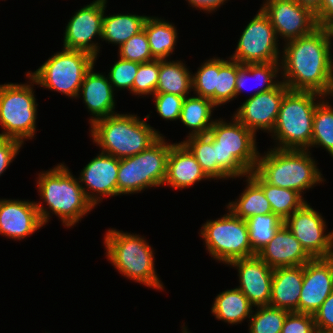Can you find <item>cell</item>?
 <instances>
[{"mask_svg": "<svg viewBox=\"0 0 333 333\" xmlns=\"http://www.w3.org/2000/svg\"><path fill=\"white\" fill-rule=\"evenodd\" d=\"M182 60H159V76L155 93H172L187 97L192 90V72ZM190 94V95H189Z\"/></svg>", "mask_w": 333, "mask_h": 333, "instance_id": "f1b7e54d", "label": "cell"}, {"mask_svg": "<svg viewBox=\"0 0 333 333\" xmlns=\"http://www.w3.org/2000/svg\"><path fill=\"white\" fill-rule=\"evenodd\" d=\"M36 187L40 200L36 207L44 225L54 214L65 228L74 227L95 207L86 198L79 179L65 163L57 164L47 171L37 173ZM46 203V206L45 203ZM44 204V205H43Z\"/></svg>", "mask_w": 333, "mask_h": 333, "instance_id": "7a4b0ae2", "label": "cell"}, {"mask_svg": "<svg viewBox=\"0 0 333 333\" xmlns=\"http://www.w3.org/2000/svg\"><path fill=\"white\" fill-rule=\"evenodd\" d=\"M242 31L230 59L240 64L280 62V42L270 19L261 8Z\"/></svg>", "mask_w": 333, "mask_h": 333, "instance_id": "7c38bea8", "label": "cell"}, {"mask_svg": "<svg viewBox=\"0 0 333 333\" xmlns=\"http://www.w3.org/2000/svg\"><path fill=\"white\" fill-rule=\"evenodd\" d=\"M311 333H333V331L315 327Z\"/></svg>", "mask_w": 333, "mask_h": 333, "instance_id": "681fc988", "label": "cell"}, {"mask_svg": "<svg viewBox=\"0 0 333 333\" xmlns=\"http://www.w3.org/2000/svg\"><path fill=\"white\" fill-rule=\"evenodd\" d=\"M245 221L248 227L252 251L255 254L268 244L278 229L284 224V220L274 213L258 214Z\"/></svg>", "mask_w": 333, "mask_h": 333, "instance_id": "836d02e7", "label": "cell"}, {"mask_svg": "<svg viewBox=\"0 0 333 333\" xmlns=\"http://www.w3.org/2000/svg\"><path fill=\"white\" fill-rule=\"evenodd\" d=\"M314 14L318 27L327 29L333 23V0H322Z\"/></svg>", "mask_w": 333, "mask_h": 333, "instance_id": "bcb514c9", "label": "cell"}, {"mask_svg": "<svg viewBox=\"0 0 333 333\" xmlns=\"http://www.w3.org/2000/svg\"><path fill=\"white\" fill-rule=\"evenodd\" d=\"M303 284V265L273 269L269 306L299 312Z\"/></svg>", "mask_w": 333, "mask_h": 333, "instance_id": "cb8c5ba5", "label": "cell"}, {"mask_svg": "<svg viewBox=\"0 0 333 333\" xmlns=\"http://www.w3.org/2000/svg\"><path fill=\"white\" fill-rule=\"evenodd\" d=\"M260 8L274 27L278 41L288 42L318 27L315 14L294 0H263Z\"/></svg>", "mask_w": 333, "mask_h": 333, "instance_id": "9a60e30c", "label": "cell"}, {"mask_svg": "<svg viewBox=\"0 0 333 333\" xmlns=\"http://www.w3.org/2000/svg\"><path fill=\"white\" fill-rule=\"evenodd\" d=\"M97 59L85 51L62 48L34 72L27 73L38 87L59 92L70 99H77L83 79L96 64Z\"/></svg>", "mask_w": 333, "mask_h": 333, "instance_id": "30bf717a", "label": "cell"}, {"mask_svg": "<svg viewBox=\"0 0 333 333\" xmlns=\"http://www.w3.org/2000/svg\"><path fill=\"white\" fill-rule=\"evenodd\" d=\"M118 56L137 63H147L155 60L150 52L146 32L140 31L138 34L129 38L118 49Z\"/></svg>", "mask_w": 333, "mask_h": 333, "instance_id": "60d3db41", "label": "cell"}, {"mask_svg": "<svg viewBox=\"0 0 333 333\" xmlns=\"http://www.w3.org/2000/svg\"><path fill=\"white\" fill-rule=\"evenodd\" d=\"M104 12L101 41L117 45L118 48L129 38L143 30L147 15Z\"/></svg>", "mask_w": 333, "mask_h": 333, "instance_id": "f546056e", "label": "cell"}, {"mask_svg": "<svg viewBox=\"0 0 333 333\" xmlns=\"http://www.w3.org/2000/svg\"><path fill=\"white\" fill-rule=\"evenodd\" d=\"M312 151L268 148L259 153L255 171L269 184L299 192L324 184L322 171Z\"/></svg>", "mask_w": 333, "mask_h": 333, "instance_id": "8992f818", "label": "cell"}, {"mask_svg": "<svg viewBox=\"0 0 333 333\" xmlns=\"http://www.w3.org/2000/svg\"><path fill=\"white\" fill-rule=\"evenodd\" d=\"M282 43L280 77L289 90L333 97V42L328 30L317 27L308 35Z\"/></svg>", "mask_w": 333, "mask_h": 333, "instance_id": "6da1fadb", "label": "cell"}, {"mask_svg": "<svg viewBox=\"0 0 333 333\" xmlns=\"http://www.w3.org/2000/svg\"><path fill=\"white\" fill-rule=\"evenodd\" d=\"M117 58L119 59L110 67L107 77L114 91L127 89L132 94L133 82L140 63Z\"/></svg>", "mask_w": 333, "mask_h": 333, "instance_id": "ab89813d", "label": "cell"}, {"mask_svg": "<svg viewBox=\"0 0 333 333\" xmlns=\"http://www.w3.org/2000/svg\"><path fill=\"white\" fill-rule=\"evenodd\" d=\"M159 76V60L141 63L132 87V94L138 97L153 96L156 92Z\"/></svg>", "mask_w": 333, "mask_h": 333, "instance_id": "f35d334b", "label": "cell"}, {"mask_svg": "<svg viewBox=\"0 0 333 333\" xmlns=\"http://www.w3.org/2000/svg\"><path fill=\"white\" fill-rule=\"evenodd\" d=\"M161 136L148 149L119 159L118 196L141 193L163 186L169 151L173 143Z\"/></svg>", "mask_w": 333, "mask_h": 333, "instance_id": "9c48e42d", "label": "cell"}, {"mask_svg": "<svg viewBox=\"0 0 333 333\" xmlns=\"http://www.w3.org/2000/svg\"><path fill=\"white\" fill-rule=\"evenodd\" d=\"M227 266L237 270L236 286L254 307L268 306L271 298L273 269L257 255L231 261Z\"/></svg>", "mask_w": 333, "mask_h": 333, "instance_id": "d6986e66", "label": "cell"}, {"mask_svg": "<svg viewBox=\"0 0 333 333\" xmlns=\"http://www.w3.org/2000/svg\"><path fill=\"white\" fill-rule=\"evenodd\" d=\"M249 318L248 333H281L287 310L272 306L254 307ZM257 308V309H256Z\"/></svg>", "mask_w": 333, "mask_h": 333, "instance_id": "8d00e7d4", "label": "cell"}, {"mask_svg": "<svg viewBox=\"0 0 333 333\" xmlns=\"http://www.w3.org/2000/svg\"><path fill=\"white\" fill-rule=\"evenodd\" d=\"M313 91H291L283 97L274 129L269 134L273 148L308 150L317 104L324 98ZM276 142V144H275Z\"/></svg>", "mask_w": 333, "mask_h": 333, "instance_id": "52a82bcc", "label": "cell"}, {"mask_svg": "<svg viewBox=\"0 0 333 333\" xmlns=\"http://www.w3.org/2000/svg\"><path fill=\"white\" fill-rule=\"evenodd\" d=\"M333 292V256L312 258L303 265L299 313L314 314Z\"/></svg>", "mask_w": 333, "mask_h": 333, "instance_id": "ac0fdd59", "label": "cell"}, {"mask_svg": "<svg viewBox=\"0 0 333 333\" xmlns=\"http://www.w3.org/2000/svg\"><path fill=\"white\" fill-rule=\"evenodd\" d=\"M44 226L35 201L0 198V235L21 241Z\"/></svg>", "mask_w": 333, "mask_h": 333, "instance_id": "ffe728a7", "label": "cell"}, {"mask_svg": "<svg viewBox=\"0 0 333 333\" xmlns=\"http://www.w3.org/2000/svg\"><path fill=\"white\" fill-rule=\"evenodd\" d=\"M23 143L10 137L0 136V177L19 154Z\"/></svg>", "mask_w": 333, "mask_h": 333, "instance_id": "ee69618b", "label": "cell"}, {"mask_svg": "<svg viewBox=\"0 0 333 333\" xmlns=\"http://www.w3.org/2000/svg\"><path fill=\"white\" fill-rule=\"evenodd\" d=\"M301 6L309 8L313 13H315L319 8L322 0H294Z\"/></svg>", "mask_w": 333, "mask_h": 333, "instance_id": "c3c4849f", "label": "cell"}, {"mask_svg": "<svg viewBox=\"0 0 333 333\" xmlns=\"http://www.w3.org/2000/svg\"><path fill=\"white\" fill-rule=\"evenodd\" d=\"M223 119L216 118L208 132L215 143L216 180L242 179L256 169L257 136L233 115Z\"/></svg>", "mask_w": 333, "mask_h": 333, "instance_id": "3957f363", "label": "cell"}, {"mask_svg": "<svg viewBox=\"0 0 333 333\" xmlns=\"http://www.w3.org/2000/svg\"><path fill=\"white\" fill-rule=\"evenodd\" d=\"M254 306L248 298L237 288L219 292L212 303L211 313L219 321L228 325L242 324L251 317Z\"/></svg>", "mask_w": 333, "mask_h": 333, "instance_id": "d4e9b609", "label": "cell"}, {"mask_svg": "<svg viewBox=\"0 0 333 333\" xmlns=\"http://www.w3.org/2000/svg\"><path fill=\"white\" fill-rule=\"evenodd\" d=\"M108 0H93L76 10L67 22L63 33V48L85 51L95 58L100 54L101 44L95 40L102 37L104 12Z\"/></svg>", "mask_w": 333, "mask_h": 333, "instance_id": "4fadbf2b", "label": "cell"}, {"mask_svg": "<svg viewBox=\"0 0 333 333\" xmlns=\"http://www.w3.org/2000/svg\"><path fill=\"white\" fill-rule=\"evenodd\" d=\"M152 97L155 111L162 119L166 121H177L180 119L185 97L172 93H155Z\"/></svg>", "mask_w": 333, "mask_h": 333, "instance_id": "b9f144b4", "label": "cell"}, {"mask_svg": "<svg viewBox=\"0 0 333 333\" xmlns=\"http://www.w3.org/2000/svg\"><path fill=\"white\" fill-rule=\"evenodd\" d=\"M226 212L220 218L202 224L199 235L211 258L228 265L233 260L256 254L252 251L246 221L229 209Z\"/></svg>", "mask_w": 333, "mask_h": 333, "instance_id": "8fae6325", "label": "cell"}, {"mask_svg": "<svg viewBox=\"0 0 333 333\" xmlns=\"http://www.w3.org/2000/svg\"><path fill=\"white\" fill-rule=\"evenodd\" d=\"M118 170L119 159L99 151L79 173L84 194L95 208L104 197L118 196Z\"/></svg>", "mask_w": 333, "mask_h": 333, "instance_id": "e0dca14e", "label": "cell"}, {"mask_svg": "<svg viewBox=\"0 0 333 333\" xmlns=\"http://www.w3.org/2000/svg\"><path fill=\"white\" fill-rule=\"evenodd\" d=\"M289 88L281 81L274 89L247 97L232 114L255 134L259 130L270 134L275 127L280 104Z\"/></svg>", "mask_w": 333, "mask_h": 333, "instance_id": "2e32d148", "label": "cell"}, {"mask_svg": "<svg viewBox=\"0 0 333 333\" xmlns=\"http://www.w3.org/2000/svg\"><path fill=\"white\" fill-rule=\"evenodd\" d=\"M243 181L246 183L245 188L234 201L226 204V208L243 220L258 214L273 213L263 189L249 175Z\"/></svg>", "mask_w": 333, "mask_h": 333, "instance_id": "4dcf8cb0", "label": "cell"}, {"mask_svg": "<svg viewBox=\"0 0 333 333\" xmlns=\"http://www.w3.org/2000/svg\"><path fill=\"white\" fill-rule=\"evenodd\" d=\"M150 52L155 60L169 59L178 41V30L174 23L164 17L148 16L143 26Z\"/></svg>", "mask_w": 333, "mask_h": 333, "instance_id": "484cf974", "label": "cell"}, {"mask_svg": "<svg viewBox=\"0 0 333 333\" xmlns=\"http://www.w3.org/2000/svg\"><path fill=\"white\" fill-rule=\"evenodd\" d=\"M216 73H219V57L201 62L197 71L192 72L193 95L210 99L215 104Z\"/></svg>", "mask_w": 333, "mask_h": 333, "instance_id": "74e56055", "label": "cell"}, {"mask_svg": "<svg viewBox=\"0 0 333 333\" xmlns=\"http://www.w3.org/2000/svg\"><path fill=\"white\" fill-rule=\"evenodd\" d=\"M331 98L325 96L315 108L312 139L308 150L322 147L333 159V102H330Z\"/></svg>", "mask_w": 333, "mask_h": 333, "instance_id": "d6a6232c", "label": "cell"}, {"mask_svg": "<svg viewBox=\"0 0 333 333\" xmlns=\"http://www.w3.org/2000/svg\"><path fill=\"white\" fill-rule=\"evenodd\" d=\"M315 327L333 331V292L313 314Z\"/></svg>", "mask_w": 333, "mask_h": 333, "instance_id": "f6af8a7d", "label": "cell"}, {"mask_svg": "<svg viewBox=\"0 0 333 333\" xmlns=\"http://www.w3.org/2000/svg\"><path fill=\"white\" fill-rule=\"evenodd\" d=\"M137 114L116 113L96 120L89 127V136L100 152L117 159L131 157L148 149L163 134Z\"/></svg>", "mask_w": 333, "mask_h": 333, "instance_id": "277c9868", "label": "cell"}, {"mask_svg": "<svg viewBox=\"0 0 333 333\" xmlns=\"http://www.w3.org/2000/svg\"><path fill=\"white\" fill-rule=\"evenodd\" d=\"M26 83L0 84L1 137H10L23 144L36 136L38 103L34 79L26 73Z\"/></svg>", "mask_w": 333, "mask_h": 333, "instance_id": "ba28073f", "label": "cell"}, {"mask_svg": "<svg viewBox=\"0 0 333 333\" xmlns=\"http://www.w3.org/2000/svg\"><path fill=\"white\" fill-rule=\"evenodd\" d=\"M256 255L272 269L304 265L312 259L285 224Z\"/></svg>", "mask_w": 333, "mask_h": 333, "instance_id": "7402d4cb", "label": "cell"}, {"mask_svg": "<svg viewBox=\"0 0 333 333\" xmlns=\"http://www.w3.org/2000/svg\"><path fill=\"white\" fill-rule=\"evenodd\" d=\"M279 76H281L280 62L257 64H240L238 62L235 99L241 95V92L243 93L248 83V78L252 77L255 80L254 85L256 87H254H258L257 90H254V93L249 96L252 97L258 93L274 89L281 82V77Z\"/></svg>", "mask_w": 333, "mask_h": 333, "instance_id": "83f0119b", "label": "cell"}, {"mask_svg": "<svg viewBox=\"0 0 333 333\" xmlns=\"http://www.w3.org/2000/svg\"><path fill=\"white\" fill-rule=\"evenodd\" d=\"M103 239L107 261L119 274L148 288L164 291L154 264L155 250L145 236L109 228Z\"/></svg>", "mask_w": 333, "mask_h": 333, "instance_id": "5b68a950", "label": "cell"}, {"mask_svg": "<svg viewBox=\"0 0 333 333\" xmlns=\"http://www.w3.org/2000/svg\"><path fill=\"white\" fill-rule=\"evenodd\" d=\"M206 180L210 181L190 150L180 141L173 143L169 151L163 186L185 190L197 182Z\"/></svg>", "mask_w": 333, "mask_h": 333, "instance_id": "603a6c76", "label": "cell"}, {"mask_svg": "<svg viewBox=\"0 0 333 333\" xmlns=\"http://www.w3.org/2000/svg\"><path fill=\"white\" fill-rule=\"evenodd\" d=\"M326 223L322 213L308 202L284 220L286 227L312 258L333 256V230L327 232Z\"/></svg>", "mask_w": 333, "mask_h": 333, "instance_id": "5bb4252c", "label": "cell"}, {"mask_svg": "<svg viewBox=\"0 0 333 333\" xmlns=\"http://www.w3.org/2000/svg\"><path fill=\"white\" fill-rule=\"evenodd\" d=\"M94 66L86 73L77 96V99L82 96L81 100L83 99V104L90 112L88 120L90 126L98 119L117 113L115 111L117 100L114 98L116 92L106 73L95 72Z\"/></svg>", "mask_w": 333, "mask_h": 333, "instance_id": "44dd1931", "label": "cell"}, {"mask_svg": "<svg viewBox=\"0 0 333 333\" xmlns=\"http://www.w3.org/2000/svg\"><path fill=\"white\" fill-rule=\"evenodd\" d=\"M226 59L219 57V73H216L215 105L218 108L235 99L238 61Z\"/></svg>", "mask_w": 333, "mask_h": 333, "instance_id": "e575fe53", "label": "cell"}, {"mask_svg": "<svg viewBox=\"0 0 333 333\" xmlns=\"http://www.w3.org/2000/svg\"><path fill=\"white\" fill-rule=\"evenodd\" d=\"M314 328L315 322L312 314L289 312L281 333H311Z\"/></svg>", "mask_w": 333, "mask_h": 333, "instance_id": "7bdbcfd3", "label": "cell"}, {"mask_svg": "<svg viewBox=\"0 0 333 333\" xmlns=\"http://www.w3.org/2000/svg\"><path fill=\"white\" fill-rule=\"evenodd\" d=\"M194 155L210 180H216L215 143L207 135L191 136L181 141Z\"/></svg>", "mask_w": 333, "mask_h": 333, "instance_id": "d590c367", "label": "cell"}, {"mask_svg": "<svg viewBox=\"0 0 333 333\" xmlns=\"http://www.w3.org/2000/svg\"><path fill=\"white\" fill-rule=\"evenodd\" d=\"M184 324H185V323H183V326L181 325L182 333H191L190 331H188V329H187V328H188L187 325L185 326Z\"/></svg>", "mask_w": 333, "mask_h": 333, "instance_id": "816d5d0a", "label": "cell"}, {"mask_svg": "<svg viewBox=\"0 0 333 333\" xmlns=\"http://www.w3.org/2000/svg\"><path fill=\"white\" fill-rule=\"evenodd\" d=\"M330 40L333 41V23L327 28Z\"/></svg>", "mask_w": 333, "mask_h": 333, "instance_id": "f907efd6", "label": "cell"}, {"mask_svg": "<svg viewBox=\"0 0 333 333\" xmlns=\"http://www.w3.org/2000/svg\"><path fill=\"white\" fill-rule=\"evenodd\" d=\"M189 7L195 8L196 10L203 11L206 14H211L219 10L222 5L228 3L229 0H185Z\"/></svg>", "mask_w": 333, "mask_h": 333, "instance_id": "7dc6e473", "label": "cell"}, {"mask_svg": "<svg viewBox=\"0 0 333 333\" xmlns=\"http://www.w3.org/2000/svg\"><path fill=\"white\" fill-rule=\"evenodd\" d=\"M249 176L263 189L270 202L272 211L282 220L287 219L294 211L300 209L307 200L297 191L280 188L267 183L255 170Z\"/></svg>", "mask_w": 333, "mask_h": 333, "instance_id": "1f68e13d", "label": "cell"}, {"mask_svg": "<svg viewBox=\"0 0 333 333\" xmlns=\"http://www.w3.org/2000/svg\"><path fill=\"white\" fill-rule=\"evenodd\" d=\"M217 106L207 98L190 95L185 97L179 121L190 129L186 138L207 135L216 120L213 113Z\"/></svg>", "mask_w": 333, "mask_h": 333, "instance_id": "4316f807", "label": "cell"}]
</instances>
